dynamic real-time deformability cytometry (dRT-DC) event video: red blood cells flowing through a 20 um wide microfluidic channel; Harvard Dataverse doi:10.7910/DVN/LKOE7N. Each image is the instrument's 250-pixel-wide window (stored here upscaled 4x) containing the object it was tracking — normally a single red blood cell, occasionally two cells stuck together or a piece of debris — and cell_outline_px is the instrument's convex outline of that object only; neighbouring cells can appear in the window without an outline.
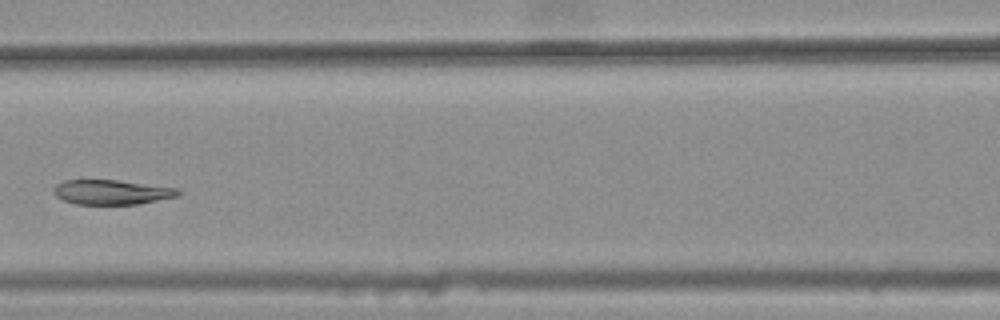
{"species": "common noctule bat (a hibernating species)", "species_latin": "Nyctalus noctula", "temperature_condition": "warm", "stored_images_in_passage": 8, "camera_frame_rate_fps": 3000, "um_per_image_px": 0.085, "animal": {"sex": "female", "body_mass_g": 25.1}, "frame": {"image": 1, "passage_image": 7, "time_ms": 2.0, "image_size_px": [1000, 320], "cell_outline_px": [[184, 192], [180, 196], [136, 204], [76, 204], [64, 200], [56, 196], [52, 192], [52, 188], [56, 184], [64, 180], [116, 180], [180, 188]], "centroid_in_image_um": [9.53, 16.33], "position_along_channel_um": 157.1, "area_um2": 18.09}}
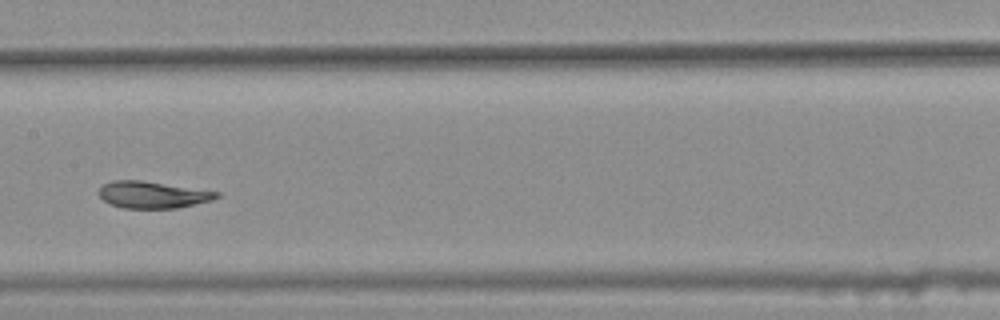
{"frame": {"image": 2, "passage_image": 8, "time_ms": 2.333, "image_size_px": [1000, 320], "cell_outline_px": [[220, 196], [212, 200], [176, 208], [124, 208], [112, 204], [104, 200], [96, 192], [104, 184], [112, 180], [140, 180], [220, 192]], "centroid_in_image_um": [12.96, 16.55], "position_along_channel_um": 194.4, "area_um2": 18.21}}